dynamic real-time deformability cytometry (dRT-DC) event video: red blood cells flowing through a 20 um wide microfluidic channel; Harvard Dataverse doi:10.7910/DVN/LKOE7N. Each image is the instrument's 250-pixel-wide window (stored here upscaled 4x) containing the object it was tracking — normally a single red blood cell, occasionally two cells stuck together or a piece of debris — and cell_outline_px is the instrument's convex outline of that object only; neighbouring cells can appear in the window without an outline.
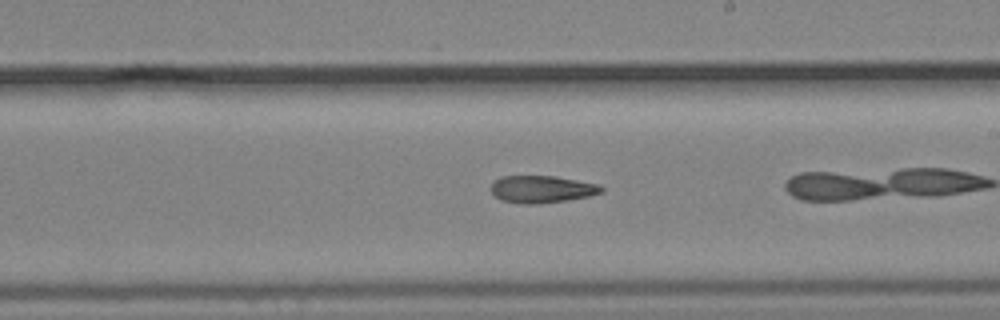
{"species": "common noctule bat (a hibernating species)", "species_latin": "Nyctalus noctula", "temperature_condition": "cold", "stored_images_in_passage": 41, "camera_frame_rate_fps": 3000, "um_per_image_px": 0.085, "animal": {"sex": "male", "body_mass_g": 19.2, "forearm_length_mm": 51.8}, "frame": {"image": 1, "passage_image": 30, "time_ms": 9.667, "image_size_px": [1000, 320], "cell_outline_px": [[604, 192], [588, 196], [564, 200], [532, 204], [524, 204], [500, 200], [492, 192], [492, 184], [500, 176], [556, 176], [600, 184], [604, 188]], "centroid_in_image_um": [46.08, 16.07], "position_along_channel_um": 242.9, "area_um2": 17.4}}